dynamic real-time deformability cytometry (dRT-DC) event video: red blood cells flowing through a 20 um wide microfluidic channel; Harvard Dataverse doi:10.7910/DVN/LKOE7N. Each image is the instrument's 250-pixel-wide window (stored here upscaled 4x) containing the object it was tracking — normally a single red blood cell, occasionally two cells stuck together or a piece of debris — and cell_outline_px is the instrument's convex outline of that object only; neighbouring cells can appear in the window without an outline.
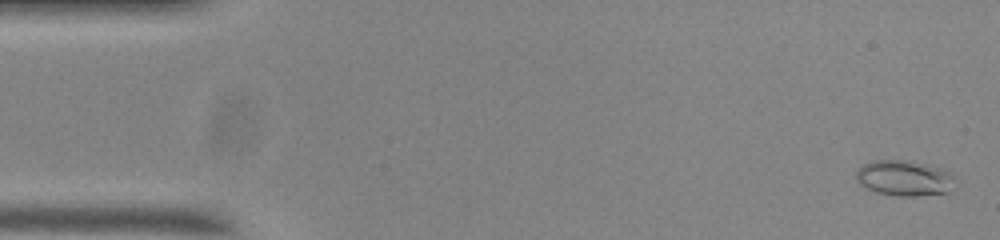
{"species": "common noctule bat (a hibernating species)", "species_latin": "Nyctalus noctula", "temperature_condition": "room temperature", "stored_images_in_passage": 55, "camera_frame_rate_fps": 3000, "um_per_image_px": 0.085, "animal": {"sex": "male", "body_mass_g": 20.0, "forearm_length_mm": 53.3}, "frame": {"image": 1, "passage_image": 2, "time_ms": 0.333, "image_size_px": [1000, 240], "cell_outline_px": [[952, 176], [948, 192], [916, 196], [900, 196], [876, 192], [864, 188], [856, 180], [856, 172], [864, 164], [872, 160], [904, 160], [924, 164], [940, 168], [948, 172]], "centroid_in_image_um": [76.77, 15.14], "position_along_channel_um": 8.2, "area_um2": 20.06}}
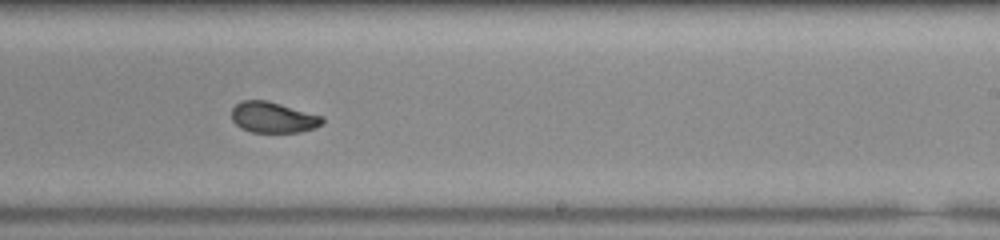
{"frame": {"image": 2, "passage_image": 33, "time_ms": 10.667, "image_size_px": [1000, 240], "cell_outline_px": [[324, 120], [316, 128], [300, 132], [252, 132], [240, 128], [232, 120], [232, 108], [240, 100], [268, 100], [324, 116]], "centroid_in_image_um": [23.22, 9.97], "position_along_channel_um": 265.8, "area_um2": 16.47}}
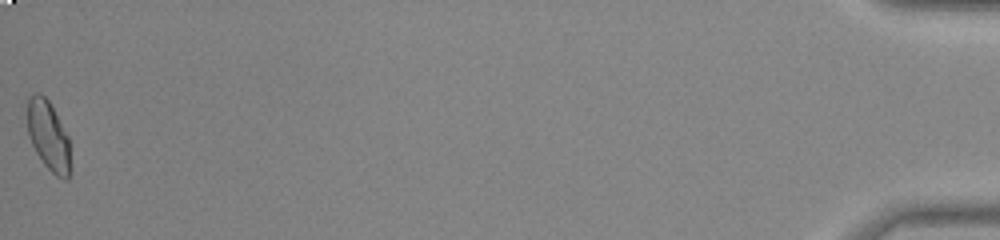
{"frame": {"image": 3, "passage_image": 55, "time_ms": 18.0, "image_size_px": [1000, 240], "cell_outline_px": [[68, 180], [64, 180], [56, 176], [44, 164], [36, 152], [32, 144], [28, 132], [28, 96], [36, 92], [40, 92], [48, 100], [68, 136]], "centroid_in_image_um": [4.08, 11.51], "position_along_channel_um": 431.1, "area_um2": 16.94}, "authors_computed_cell_mechanics": {"area_um2": 17.2244, "velocity_mm_per_s": 3.7053, "shape_relaxation_time_tau1_ms": 7.5757, "shape_relaxation_time_tau2_ms": 0.8964, "deformation_change_tau1": 0.1493, "deformation_change_tau2": 0.0413}}